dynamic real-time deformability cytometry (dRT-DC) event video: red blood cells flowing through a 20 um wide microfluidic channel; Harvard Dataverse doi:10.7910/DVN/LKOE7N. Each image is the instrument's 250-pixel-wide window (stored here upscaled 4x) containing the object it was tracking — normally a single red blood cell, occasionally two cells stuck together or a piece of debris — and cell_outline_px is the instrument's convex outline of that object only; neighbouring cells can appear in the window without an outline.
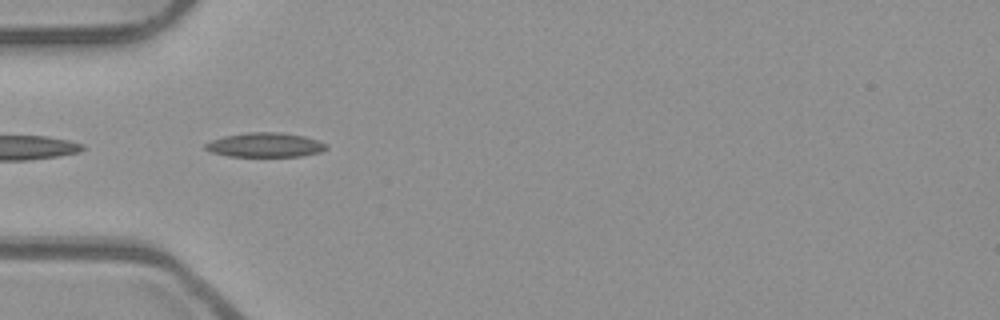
{"species": "common noctule bat (a hibernating species)", "species_latin": "Nyctalus noctula", "temperature_condition": "room temperature", "stored_images_in_passage": 38, "camera_frame_rate_fps": 3000, "um_per_image_px": 0.085, "animal": {"sex": "male", "body_mass_g": 23.1, "forearm_length_mm": 52.7}, "frame": {"image": 1, "passage_image": 2, "time_ms": 0.333, "image_size_px": [1000, 320], "cell_outline_px": [[328, 148], [320, 152], [304, 156], [228, 156], [212, 152], [204, 148], [204, 144], [212, 140], [224, 136], [248, 132], [280, 132], [304, 136], [328, 144]], "centroid_in_image_um": [22.55, 12.32], "position_along_channel_um": 62.4, "area_um2": 17.17}}
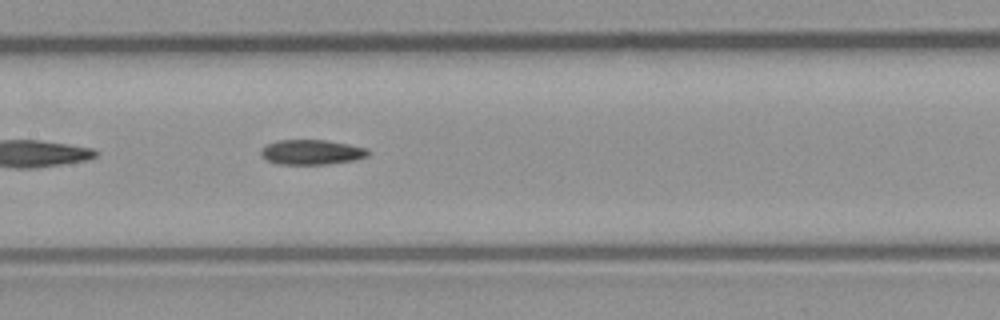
{"frame": {"image": 2, "passage_image": 11, "time_ms": 3.333, "image_size_px": [1000, 320], "cell_outline_px": [[372, 152], [368, 156], [356, 160], [328, 164], [276, 164], [260, 156], [260, 152], [268, 144], [276, 140], [324, 140], [348, 144], [368, 148]], "centroid_in_image_um": [26.53, 12.94], "position_along_channel_um": 180.9, "area_um2": 15.66}}
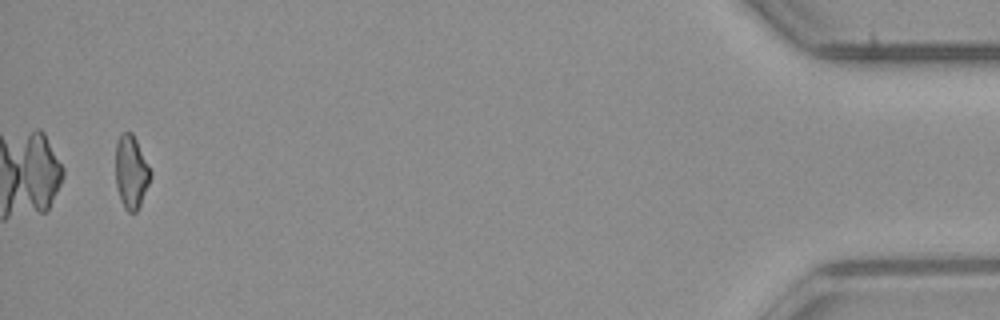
{"frame": {"image": 3, "passage_image": 36, "time_ms": 11.667, "image_size_px": [1000, 320], "cell_outline_px": [[152, 176], [140, 204], [136, 212], [128, 212], [124, 208], [120, 200], [116, 184], [116, 140], [120, 132], [132, 132], [152, 172]], "centroid_in_image_um": [11.14, 14.6], "position_along_channel_um": 424.1, "area_um2": 14.91}}